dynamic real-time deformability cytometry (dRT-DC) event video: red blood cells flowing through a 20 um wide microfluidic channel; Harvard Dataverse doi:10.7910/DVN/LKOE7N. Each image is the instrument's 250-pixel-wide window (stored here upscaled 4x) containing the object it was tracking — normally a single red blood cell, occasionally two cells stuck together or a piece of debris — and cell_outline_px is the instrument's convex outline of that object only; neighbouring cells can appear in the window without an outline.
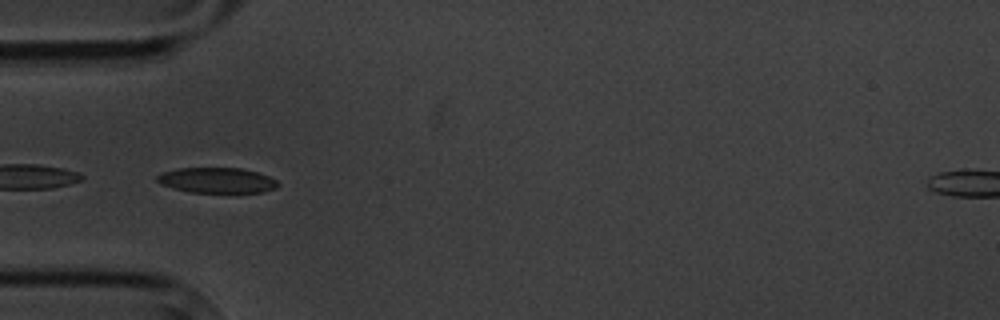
{"species": "common noctule bat (a hibernating species)", "species_latin": "Nyctalus noctula", "temperature_condition": "cold", "stored_images_in_passage": 9, "camera_frame_rate_fps": 3000, "um_per_image_px": 0.085, "animal": {"sex": "male", "body_mass_g": 20.1, "forearm_length_mm": 53.5}, "frame": {"image": 1, "passage_image": 6, "time_ms": 5.667, "image_size_px": [1000, 320], "cell_outline_px": [[280, 184], [276, 188], [264, 192], [188, 192], [160, 184], [156, 180], [156, 176], [160, 172], [180, 168], [240, 168], [256, 172], [268, 176], [276, 180]], "centroid_in_image_um": [18.41, 15.32], "position_along_channel_um": 66.6, "area_um2": 17.86}}
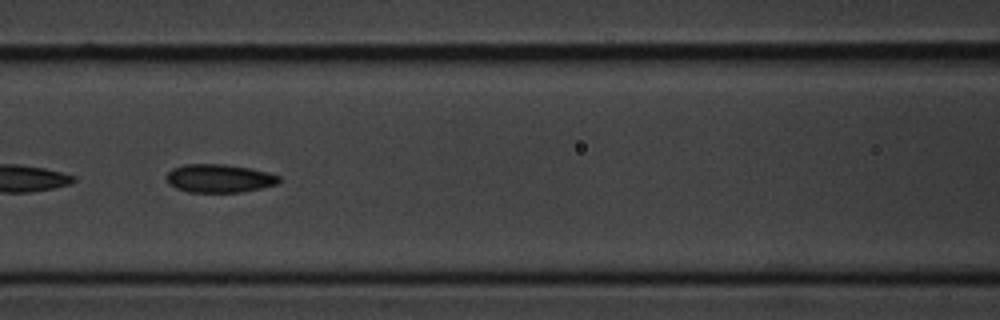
{"frame": {"image": 2, "passage_image": 8, "time_ms": 8.0, "image_size_px": [1000, 320], "cell_outline_px": [[280, 180], [276, 184], [260, 188], [240, 192], [188, 192], [176, 188], [168, 184], [164, 176], [172, 168], [184, 164], [224, 164], [248, 168], [268, 172], [280, 176]], "centroid_in_image_um": [18.58, 15.16], "position_along_channel_um": 148.0, "area_um2": 18.61}}